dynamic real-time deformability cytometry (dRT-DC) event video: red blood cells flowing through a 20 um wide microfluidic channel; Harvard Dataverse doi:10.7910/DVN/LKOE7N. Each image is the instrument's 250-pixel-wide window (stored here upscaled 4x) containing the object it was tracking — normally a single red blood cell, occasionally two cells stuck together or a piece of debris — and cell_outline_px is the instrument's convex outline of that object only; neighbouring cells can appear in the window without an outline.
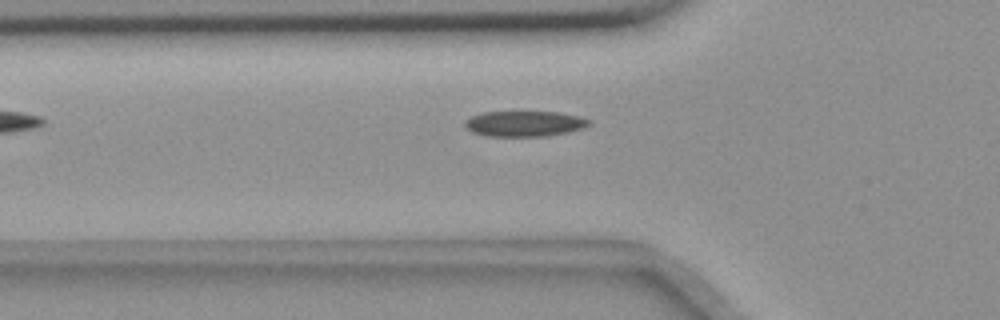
{"species": "common noctule bat (a hibernating species)", "species_latin": "Nyctalus noctula", "temperature_condition": "room temperature", "stored_images_in_passage": 15, "camera_frame_rate_fps": 3000, "um_per_image_px": 0.085, "animal": {"sex": "female", "body_mass_g": 18.4}, "frame": {"image": 1, "passage_image": 3, "time_ms": 0.667, "image_size_px": [1000, 320], "cell_outline_px": [[592, 124], [584, 128], [544, 136], [484, 136], [472, 132], [464, 128], [464, 120], [472, 116], [484, 112], [556, 112], [580, 116], [592, 120]], "centroid_in_image_um": [44.56, 10.51], "position_along_channel_um": 81.2, "area_um2": 18.55}}
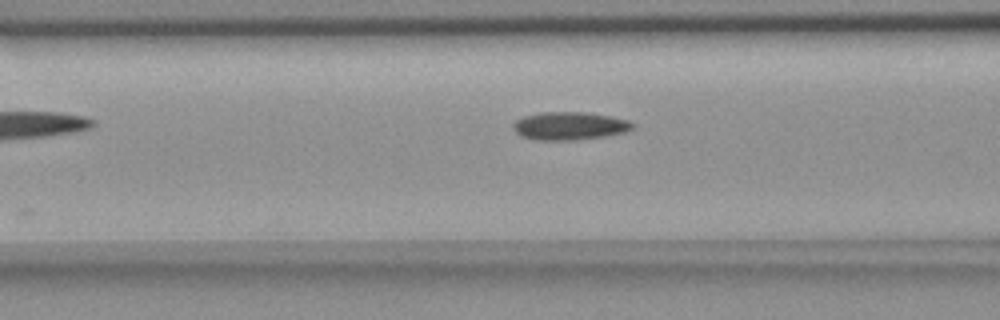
{"frame": {"image": 2, "passage_image": 6, "time_ms": 1.667, "image_size_px": [1000, 320], "cell_outline_px": [[632, 128], [624, 132], [604, 136], [572, 140], [536, 140], [520, 136], [512, 128], [512, 124], [516, 120], [524, 116], [540, 112], [584, 112], [612, 116], [628, 120], [632, 124]], "centroid_in_image_um": [48.35, 10.7], "position_along_channel_um": 118.2, "area_um2": 19.42}}
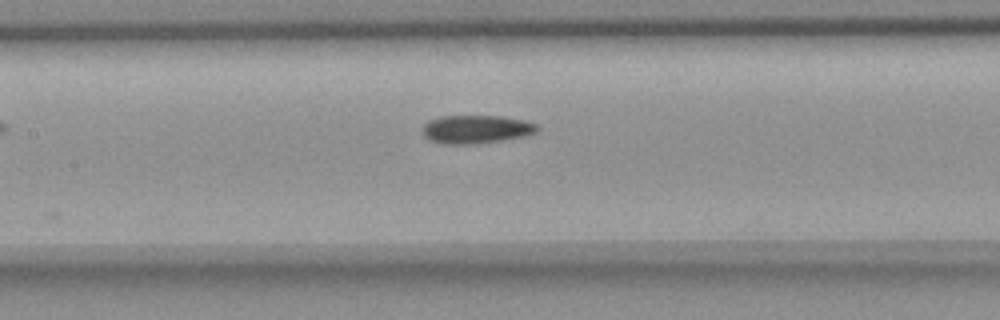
{"frame": {"image": 3, "passage_image": 10, "time_ms": 3.0, "image_size_px": [1000, 320], "cell_outline_px": [[540, 128], [536, 132], [524, 136], [476, 144], [440, 144], [428, 140], [424, 136], [424, 124], [428, 120], [440, 116], [500, 116], [524, 120], [536, 124]], "centroid_in_image_um": [40.44, 10.99], "position_along_channel_um": 167.0, "area_um2": 18.96}}